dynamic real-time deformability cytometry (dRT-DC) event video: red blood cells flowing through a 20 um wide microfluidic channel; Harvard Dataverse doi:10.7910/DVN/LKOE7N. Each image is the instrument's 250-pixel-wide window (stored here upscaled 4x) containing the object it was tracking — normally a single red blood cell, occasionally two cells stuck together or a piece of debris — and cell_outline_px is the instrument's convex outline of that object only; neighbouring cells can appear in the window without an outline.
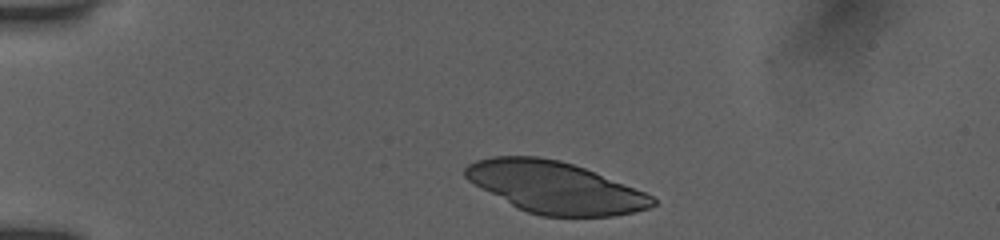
{"species": "human", "species_latin": "Homo sapiens", "temperature_condition": "room temperature", "stored_images_in_passage": 17, "camera_frame_rate_fps": 3000, "um_per_image_px": 0.085, "donor": {"sex": "female"}, "frame": {"image": 1, "passage_image": 1, "time_ms": 0.0, "image_size_px": [1000, 240], "cell_outline_px": [[656, 204], [648, 208], [632, 212], [612, 216], [540, 216], [516, 208], [468, 180], [464, 176], [464, 168], [468, 164], [476, 160], [492, 156], [536, 156], [560, 160], [584, 168], [644, 192], [652, 196], [656, 200]], "centroid_in_image_um": [47.14, 15.92], "position_along_channel_um": 37.9, "area_um2": 55.83}}